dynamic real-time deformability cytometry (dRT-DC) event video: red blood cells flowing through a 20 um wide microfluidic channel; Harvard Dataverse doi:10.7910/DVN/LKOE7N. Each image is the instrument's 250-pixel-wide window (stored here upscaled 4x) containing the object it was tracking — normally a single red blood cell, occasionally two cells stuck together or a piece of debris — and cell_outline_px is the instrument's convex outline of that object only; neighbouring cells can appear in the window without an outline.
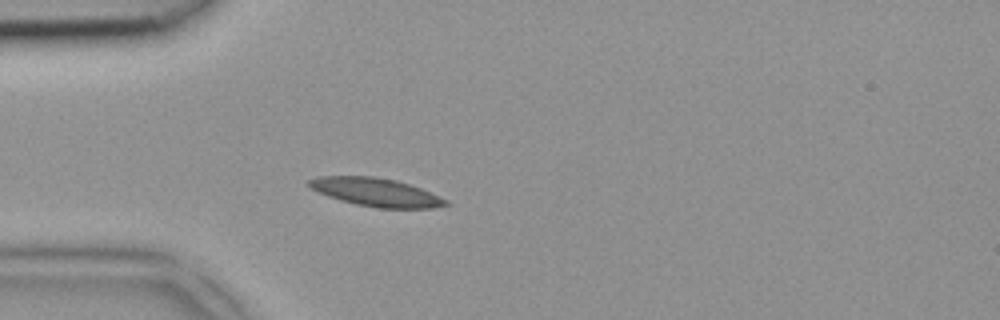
{"species": "common noctule bat (a hibernating species)", "species_latin": "Nyctalus noctula", "temperature_condition": "room temperature", "stored_images_in_passage": 3, "camera_frame_rate_fps": 3000, "um_per_image_px": 0.085, "animal": {"sex": "female", "body_mass_g": 18.4}, "frame": {"image": 1, "passage_image": 3, "time_ms": 0.667, "image_size_px": [1000, 320], "cell_outline_px": [[452, 204], [432, 208], [376, 208], [356, 204], [340, 200], [328, 196], [308, 188], [308, 180], [320, 176], [376, 176], [396, 180], [420, 188], [440, 196], [448, 200]], "centroid_in_image_um": [31.96, 16.34], "position_along_channel_um": 53.0, "area_um2": 22.66}}